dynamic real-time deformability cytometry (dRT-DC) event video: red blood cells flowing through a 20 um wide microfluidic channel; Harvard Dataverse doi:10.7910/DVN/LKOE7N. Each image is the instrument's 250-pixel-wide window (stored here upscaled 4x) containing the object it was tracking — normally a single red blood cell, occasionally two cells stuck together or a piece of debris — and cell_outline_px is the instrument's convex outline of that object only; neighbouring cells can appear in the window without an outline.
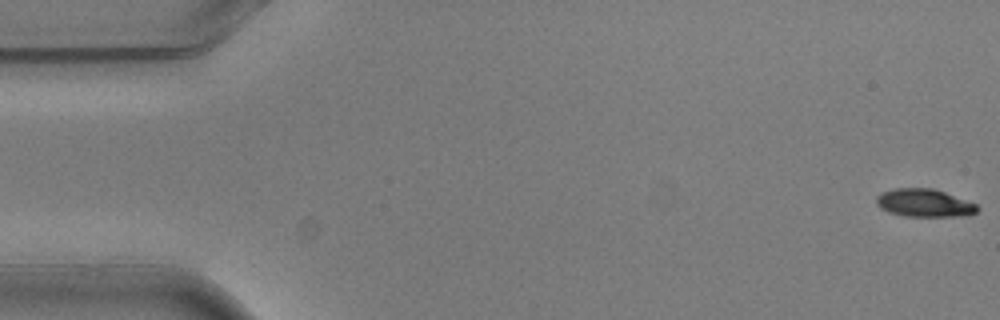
{"species": "common noctule bat (a hibernating species)", "species_latin": "Nyctalus noctula", "temperature_condition": "warm", "stored_images_in_passage": 5, "camera_frame_rate_fps": 3000, "um_per_image_px": 0.085, "animal": {"sex": "male", "body_mass_g": 20.5, "forearm_length_mm": 52.5}, "frame": {"image": 1, "passage_image": 1, "time_ms": 0.0, "image_size_px": [1000, 320], "cell_outline_px": [[980, 208], [976, 212], [968, 216], [904, 216], [888, 212], [880, 208], [876, 204], [876, 196], [880, 192], [892, 188], [932, 188], [944, 192], [976, 204]], "centroid_in_image_um": [78.52, 17.25], "position_along_channel_um": 6.5, "area_um2": 16.53}}
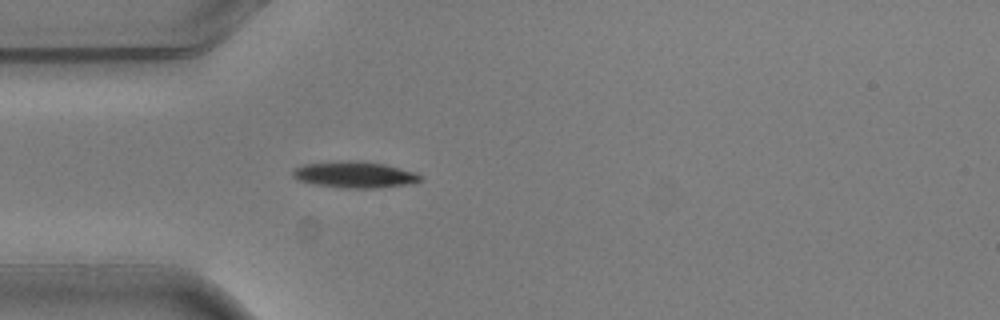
{"frame": {"image": 2, "passage_image": 5, "time_ms": 1.333, "image_size_px": [1000, 320], "cell_outline_px": [[424, 180], [412, 184], [380, 188], [340, 188], [316, 184], [300, 180], [292, 176], [292, 172], [296, 168], [304, 164], [336, 160], [360, 160], [384, 164], [416, 172]], "centroid_in_image_um": [30.19, 14.84], "position_along_channel_um": 54.8, "area_um2": 19.88}}